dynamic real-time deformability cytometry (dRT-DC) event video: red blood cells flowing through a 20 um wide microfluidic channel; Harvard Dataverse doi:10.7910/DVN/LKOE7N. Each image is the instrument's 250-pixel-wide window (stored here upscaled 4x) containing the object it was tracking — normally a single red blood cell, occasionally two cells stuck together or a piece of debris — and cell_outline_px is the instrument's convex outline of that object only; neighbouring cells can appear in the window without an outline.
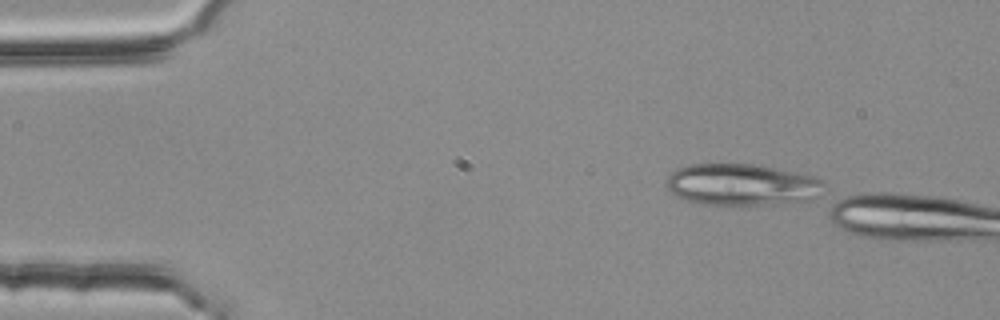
{"species": "common noctule bat (a hibernating species)", "species_latin": "Nyctalus noctula", "temperature_condition": "room temperature", "stored_images_in_passage": 2, "camera_frame_rate_fps": 3000, "um_per_image_px": 0.085, "animal": {"sex": "female", "body_mass_g": 25.1}, "frame": {"image": 1, "passage_image": 1, "time_ms": 0.0, "image_size_px": [1000, 320], "cell_outline_px": [[824, 184], [812, 200], [772, 204], [704, 204], [688, 200], [664, 188], [664, 184], [668, 176], [676, 168], [688, 164], [752, 164], [812, 176], [824, 180]], "centroid_in_image_um": [62.99, 15.68], "position_along_channel_um": 22.0, "area_um2": 37.74}}